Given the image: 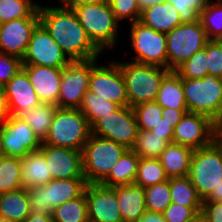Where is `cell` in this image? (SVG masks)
Instances as JSON below:
<instances>
[{"label": "cell", "instance_id": "obj_1", "mask_svg": "<svg viewBox=\"0 0 222 222\" xmlns=\"http://www.w3.org/2000/svg\"><path fill=\"white\" fill-rule=\"evenodd\" d=\"M39 19L70 62L98 58L101 55L102 52L89 39L72 8L64 5H40Z\"/></svg>", "mask_w": 222, "mask_h": 222}, {"label": "cell", "instance_id": "obj_2", "mask_svg": "<svg viewBox=\"0 0 222 222\" xmlns=\"http://www.w3.org/2000/svg\"><path fill=\"white\" fill-rule=\"evenodd\" d=\"M72 8L92 43L103 53L115 47L119 22L116 20L108 1L66 6Z\"/></svg>", "mask_w": 222, "mask_h": 222}, {"label": "cell", "instance_id": "obj_3", "mask_svg": "<svg viewBox=\"0 0 222 222\" xmlns=\"http://www.w3.org/2000/svg\"><path fill=\"white\" fill-rule=\"evenodd\" d=\"M121 68L129 106L156 101L162 80L169 69L133 61H117Z\"/></svg>", "mask_w": 222, "mask_h": 222}, {"label": "cell", "instance_id": "obj_4", "mask_svg": "<svg viewBox=\"0 0 222 222\" xmlns=\"http://www.w3.org/2000/svg\"><path fill=\"white\" fill-rule=\"evenodd\" d=\"M90 135L91 126L79 109L57 107L42 143L82 151Z\"/></svg>", "mask_w": 222, "mask_h": 222}, {"label": "cell", "instance_id": "obj_5", "mask_svg": "<svg viewBox=\"0 0 222 222\" xmlns=\"http://www.w3.org/2000/svg\"><path fill=\"white\" fill-rule=\"evenodd\" d=\"M85 178L52 179L44 185L27 188L31 214L52 216L55 207L81 196L86 188Z\"/></svg>", "mask_w": 222, "mask_h": 222}, {"label": "cell", "instance_id": "obj_6", "mask_svg": "<svg viewBox=\"0 0 222 222\" xmlns=\"http://www.w3.org/2000/svg\"><path fill=\"white\" fill-rule=\"evenodd\" d=\"M188 177L202 200L222 185V144L217 139L207 147L194 149Z\"/></svg>", "mask_w": 222, "mask_h": 222}, {"label": "cell", "instance_id": "obj_7", "mask_svg": "<svg viewBox=\"0 0 222 222\" xmlns=\"http://www.w3.org/2000/svg\"><path fill=\"white\" fill-rule=\"evenodd\" d=\"M127 148L94 134L82 149L83 175L87 183H101Z\"/></svg>", "mask_w": 222, "mask_h": 222}, {"label": "cell", "instance_id": "obj_8", "mask_svg": "<svg viewBox=\"0 0 222 222\" xmlns=\"http://www.w3.org/2000/svg\"><path fill=\"white\" fill-rule=\"evenodd\" d=\"M187 109L208 116L215 123L222 118V80L205 75L200 79H182Z\"/></svg>", "mask_w": 222, "mask_h": 222}, {"label": "cell", "instance_id": "obj_9", "mask_svg": "<svg viewBox=\"0 0 222 222\" xmlns=\"http://www.w3.org/2000/svg\"><path fill=\"white\" fill-rule=\"evenodd\" d=\"M167 69L175 71L209 41L201 21L182 23L166 33Z\"/></svg>", "mask_w": 222, "mask_h": 222}, {"label": "cell", "instance_id": "obj_10", "mask_svg": "<svg viewBox=\"0 0 222 222\" xmlns=\"http://www.w3.org/2000/svg\"><path fill=\"white\" fill-rule=\"evenodd\" d=\"M130 25L131 46L136 54L132 61L167 69L166 33L155 31L140 21Z\"/></svg>", "mask_w": 222, "mask_h": 222}, {"label": "cell", "instance_id": "obj_11", "mask_svg": "<svg viewBox=\"0 0 222 222\" xmlns=\"http://www.w3.org/2000/svg\"><path fill=\"white\" fill-rule=\"evenodd\" d=\"M138 131L136 116L130 106H119L91 126V134L110 139L127 149L133 147Z\"/></svg>", "mask_w": 222, "mask_h": 222}, {"label": "cell", "instance_id": "obj_12", "mask_svg": "<svg viewBox=\"0 0 222 222\" xmlns=\"http://www.w3.org/2000/svg\"><path fill=\"white\" fill-rule=\"evenodd\" d=\"M98 58L72 61L62 70L58 108L78 109L88 91L92 68Z\"/></svg>", "mask_w": 222, "mask_h": 222}, {"label": "cell", "instance_id": "obj_13", "mask_svg": "<svg viewBox=\"0 0 222 222\" xmlns=\"http://www.w3.org/2000/svg\"><path fill=\"white\" fill-rule=\"evenodd\" d=\"M0 144L3 156L22 159L38 151L42 141L24 120L11 115L0 127Z\"/></svg>", "mask_w": 222, "mask_h": 222}, {"label": "cell", "instance_id": "obj_14", "mask_svg": "<svg viewBox=\"0 0 222 222\" xmlns=\"http://www.w3.org/2000/svg\"><path fill=\"white\" fill-rule=\"evenodd\" d=\"M217 139L216 123L206 115L187 112L174 128L172 143L204 148Z\"/></svg>", "mask_w": 222, "mask_h": 222}, {"label": "cell", "instance_id": "obj_15", "mask_svg": "<svg viewBox=\"0 0 222 222\" xmlns=\"http://www.w3.org/2000/svg\"><path fill=\"white\" fill-rule=\"evenodd\" d=\"M110 64H96L91 70L88 91L119 106H129L126 84L121 68L116 61Z\"/></svg>", "mask_w": 222, "mask_h": 222}, {"label": "cell", "instance_id": "obj_16", "mask_svg": "<svg viewBox=\"0 0 222 222\" xmlns=\"http://www.w3.org/2000/svg\"><path fill=\"white\" fill-rule=\"evenodd\" d=\"M70 63L61 47L53 40L45 28L39 24L33 31L22 65H40L64 68Z\"/></svg>", "mask_w": 222, "mask_h": 222}, {"label": "cell", "instance_id": "obj_17", "mask_svg": "<svg viewBox=\"0 0 222 222\" xmlns=\"http://www.w3.org/2000/svg\"><path fill=\"white\" fill-rule=\"evenodd\" d=\"M89 222H123L116 187L87 183L85 188Z\"/></svg>", "mask_w": 222, "mask_h": 222}, {"label": "cell", "instance_id": "obj_18", "mask_svg": "<svg viewBox=\"0 0 222 222\" xmlns=\"http://www.w3.org/2000/svg\"><path fill=\"white\" fill-rule=\"evenodd\" d=\"M39 151L44 156L52 179L85 178L81 151L44 143Z\"/></svg>", "mask_w": 222, "mask_h": 222}, {"label": "cell", "instance_id": "obj_19", "mask_svg": "<svg viewBox=\"0 0 222 222\" xmlns=\"http://www.w3.org/2000/svg\"><path fill=\"white\" fill-rule=\"evenodd\" d=\"M39 24V18L14 19L0 24V53L11 54L22 59L33 31Z\"/></svg>", "mask_w": 222, "mask_h": 222}, {"label": "cell", "instance_id": "obj_20", "mask_svg": "<svg viewBox=\"0 0 222 222\" xmlns=\"http://www.w3.org/2000/svg\"><path fill=\"white\" fill-rule=\"evenodd\" d=\"M22 69L27 73L41 103H50L57 106L63 68L22 65Z\"/></svg>", "mask_w": 222, "mask_h": 222}, {"label": "cell", "instance_id": "obj_21", "mask_svg": "<svg viewBox=\"0 0 222 222\" xmlns=\"http://www.w3.org/2000/svg\"><path fill=\"white\" fill-rule=\"evenodd\" d=\"M8 107L11 115L21 109L34 108L41 104L27 73L21 69L5 86Z\"/></svg>", "mask_w": 222, "mask_h": 222}, {"label": "cell", "instance_id": "obj_22", "mask_svg": "<svg viewBox=\"0 0 222 222\" xmlns=\"http://www.w3.org/2000/svg\"><path fill=\"white\" fill-rule=\"evenodd\" d=\"M116 195L123 222H137L147 211L143 187L134 183L116 186Z\"/></svg>", "mask_w": 222, "mask_h": 222}, {"label": "cell", "instance_id": "obj_23", "mask_svg": "<svg viewBox=\"0 0 222 222\" xmlns=\"http://www.w3.org/2000/svg\"><path fill=\"white\" fill-rule=\"evenodd\" d=\"M139 21L162 33L171 32L176 26L182 24L179 12L165 0L141 11Z\"/></svg>", "mask_w": 222, "mask_h": 222}, {"label": "cell", "instance_id": "obj_24", "mask_svg": "<svg viewBox=\"0 0 222 222\" xmlns=\"http://www.w3.org/2000/svg\"><path fill=\"white\" fill-rule=\"evenodd\" d=\"M193 151L194 149L184 145H167L159 160L168 178L188 176Z\"/></svg>", "mask_w": 222, "mask_h": 222}, {"label": "cell", "instance_id": "obj_25", "mask_svg": "<svg viewBox=\"0 0 222 222\" xmlns=\"http://www.w3.org/2000/svg\"><path fill=\"white\" fill-rule=\"evenodd\" d=\"M21 172L22 186L25 189L44 185L52 180L48 165L39 150L28 153L21 159Z\"/></svg>", "mask_w": 222, "mask_h": 222}, {"label": "cell", "instance_id": "obj_26", "mask_svg": "<svg viewBox=\"0 0 222 222\" xmlns=\"http://www.w3.org/2000/svg\"><path fill=\"white\" fill-rule=\"evenodd\" d=\"M57 106L50 103H41L34 108L19 110L14 117L24 120L35 135L43 142L49 132Z\"/></svg>", "mask_w": 222, "mask_h": 222}, {"label": "cell", "instance_id": "obj_27", "mask_svg": "<svg viewBox=\"0 0 222 222\" xmlns=\"http://www.w3.org/2000/svg\"><path fill=\"white\" fill-rule=\"evenodd\" d=\"M139 160L140 157L132 149H127L100 184L106 187L133 184L137 175Z\"/></svg>", "mask_w": 222, "mask_h": 222}, {"label": "cell", "instance_id": "obj_28", "mask_svg": "<svg viewBox=\"0 0 222 222\" xmlns=\"http://www.w3.org/2000/svg\"><path fill=\"white\" fill-rule=\"evenodd\" d=\"M156 102L162 108L188 110L182 78L175 71H170L162 80Z\"/></svg>", "mask_w": 222, "mask_h": 222}, {"label": "cell", "instance_id": "obj_29", "mask_svg": "<svg viewBox=\"0 0 222 222\" xmlns=\"http://www.w3.org/2000/svg\"><path fill=\"white\" fill-rule=\"evenodd\" d=\"M30 215L27 189L21 188L0 194V217L23 222Z\"/></svg>", "mask_w": 222, "mask_h": 222}, {"label": "cell", "instance_id": "obj_30", "mask_svg": "<svg viewBox=\"0 0 222 222\" xmlns=\"http://www.w3.org/2000/svg\"><path fill=\"white\" fill-rule=\"evenodd\" d=\"M171 202L185 207H202V199L188 176L169 178Z\"/></svg>", "mask_w": 222, "mask_h": 222}, {"label": "cell", "instance_id": "obj_31", "mask_svg": "<svg viewBox=\"0 0 222 222\" xmlns=\"http://www.w3.org/2000/svg\"><path fill=\"white\" fill-rule=\"evenodd\" d=\"M39 3L33 0H0V24L22 18H39Z\"/></svg>", "mask_w": 222, "mask_h": 222}, {"label": "cell", "instance_id": "obj_32", "mask_svg": "<svg viewBox=\"0 0 222 222\" xmlns=\"http://www.w3.org/2000/svg\"><path fill=\"white\" fill-rule=\"evenodd\" d=\"M52 219L53 222H89L85 191L81 196L55 207Z\"/></svg>", "mask_w": 222, "mask_h": 222}, {"label": "cell", "instance_id": "obj_33", "mask_svg": "<svg viewBox=\"0 0 222 222\" xmlns=\"http://www.w3.org/2000/svg\"><path fill=\"white\" fill-rule=\"evenodd\" d=\"M169 143L152 131L139 130L131 148L140 158H159Z\"/></svg>", "mask_w": 222, "mask_h": 222}, {"label": "cell", "instance_id": "obj_34", "mask_svg": "<svg viewBox=\"0 0 222 222\" xmlns=\"http://www.w3.org/2000/svg\"><path fill=\"white\" fill-rule=\"evenodd\" d=\"M168 179L159 158H140L134 184L146 188Z\"/></svg>", "mask_w": 222, "mask_h": 222}, {"label": "cell", "instance_id": "obj_35", "mask_svg": "<svg viewBox=\"0 0 222 222\" xmlns=\"http://www.w3.org/2000/svg\"><path fill=\"white\" fill-rule=\"evenodd\" d=\"M118 107V104L87 91L78 109L85 115L90 126H92L99 118L115 111Z\"/></svg>", "mask_w": 222, "mask_h": 222}, {"label": "cell", "instance_id": "obj_36", "mask_svg": "<svg viewBox=\"0 0 222 222\" xmlns=\"http://www.w3.org/2000/svg\"><path fill=\"white\" fill-rule=\"evenodd\" d=\"M21 159L0 156V194L23 188Z\"/></svg>", "mask_w": 222, "mask_h": 222}, {"label": "cell", "instance_id": "obj_37", "mask_svg": "<svg viewBox=\"0 0 222 222\" xmlns=\"http://www.w3.org/2000/svg\"><path fill=\"white\" fill-rule=\"evenodd\" d=\"M200 21L209 40H222V0H210L200 13Z\"/></svg>", "mask_w": 222, "mask_h": 222}, {"label": "cell", "instance_id": "obj_38", "mask_svg": "<svg viewBox=\"0 0 222 222\" xmlns=\"http://www.w3.org/2000/svg\"><path fill=\"white\" fill-rule=\"evenodd\" d=\"M144 190L147 211L162 213L171 204L169 179Z\"/></svg>", "mask_w": 222, "mask_h": 222}, {"label": "cell", "instance_id": "obj_39", "mask_svg": "<svg viewBox=\"0 0 222 222\" xmlns=\"http://www.w3.org/2000/svg\"><path fill=\"white\" fill-rule=\"evenodd\" d=\"M175 72L182 79H200L207 75L206 45L202 50L195 53L186 62L180 65Z\"/></svg>", "mask_w": 222, "mask_h": 222}, {"label": "cell", "instance_id": "obj_40", "mask_svg": "<svg viewBox=\"0 0 222 222\" xmlns=\"http://www.w3.org/2000/svg\"><path fill=\"white\" fill-rule=\"evenodd\" d=\"M138 129L150 131L162 118V107L156 102H144L132 107Z\"/></svg>", "mask_w": 222, "mask_h": 222}, {"label": "cell", "instance_id": "obj_41", "mask_svg": "<svg viewBox=\"0 0 222 222\" xmlns=\"http://www.w3.org/2000/svg\"><path fill=\"white\" fill-rule=\"evenodd\" d=\"M179 12L182 23L200 20V13L207 7L210 0H165Z\"/></svg>", "mask_w": 222, "mask_h": 222}, {"label": "cell", "instance_id": "obj_42", "mask_svg": "<svg viewBox=\"0 0 222 222\" xmlns=\"http://www.w3.org/2000/svg\"><path fill=\"white\" fill-rule=\"evenodd\" d=\"M116 20L120 23L124 19L130 24L140 20L141 11L137 0H107Z\"/></svg>", "mask_w": 222, "mask_h": 222}, {"label": "cell", "instance_id": "obj_43", "mask_svg": "<svg viewBox=\"0 0 222 222\" xmlns=\"http://www.w3.org/2000/svg\"><path fill=\"white\" fill-rule=\"evenodd\" d=\"M208 74L213 77L222 76V40H209L206 43Z\"/></svg>", "mask_w": 222, "mask_h": 222}, {"label": "cell", "instance_id": "obj_44", "mask_svg": "<svg viewBox=\"0 0 222 222\" xmlns=\"http://www.w3.org/2000/svg\"><path fill=\"white\" fill-rule=\"evenodd\" d=\"M22 69L20 57L0 53V85L5 86Z\"/></svg>", "mask_w": 222, "mask_h": 222}, {"label": "cell", "instance_id": "obj_45", "mask_svg": "<svg viewBox=\"0 0 222 222\" xmlns=\"http://www.w3.org/2000/svg\"><path fill=\"white\" fill-rule=\"evenodd\" d=\"M202 207H185L172 203L162 212L166 222H185L201 212Z\"/></svg>", "mask_w": 222, "mask_h": 222}, {"label": "cell", "instance_id": "obj_46", "mask_svg": "<svg viewBox=\"0 0 222 222\" xmlns=\"http://www.w3.org/2000/svg\"><path fill=\"white\" fill-rule=\"evenodd\" d=\"M201 212L206 222H222V202L202 201Z\"/></svg>", "mask_w": 222, "mask_h": 222}, {"label": "cell", "instance_id": "obj_47", "mask_svg": "<svg viewBox=\"0 0 222 222\" xmlns=\"http://www.w3.org/2000/svg\"><path fill=\"white\" fill-rule=\"evenodd\" d=\"M158 136H163L168 143H172L174 135L173 123L168 122L163 117L159 119L158 123L150 130Z\"/></svg>", "mask_w": 222, "mask_h": 222}, {"label": "cell", "instance_id": "obj_48", "mask_svg": "<svg viewBox=\"0 0 222 222\" xmlns=\"http://www.w3.org/2000/svg\"><path fill=\"white\" fill-rule=\"evenodd\" d=\"M189 112L188 110H177L172 108H162V117L168 122L173 123V128L181 121L182 117Z\"/></svg>", "mask_w": 222, "mask_h": 222}, {"label": "cell", "instance_id": "obj_49", "mask_svg": "<svg viewBox=\"0 0 222 222\" xmlns=\"http://www.w3.org/2000/svg\"><path fill=\"white\" fill-rule=\"evenodd\" d=\"M10 116L5 89L0 85V127Z\"/></svg>", "mask_w": 222, "mask_h": 222}, {"label": "cell", "instance_id": "obj_50", "mask_svg": "<svg viewBox=\"0 0 222 222\" xmlns=\"http://www.w3.org/2000/svg\"><path fill=\"white\" fill-rule=\"evenodd\" d=\"M137 222H166L162 213L146 211Z\"/></svg>", "mask_w": 222, "mask_h": 222}, {"label": "cell", "instance_id": "obj_51", "mask_svg": "<svg viewBox=\"0 0 222 222\" xmlns=\"http://www.w3.org/2000/svg\"><path fill=\"white\" fill-rule=\"evenodd\" d=\"M103 1L107 0H60L62 5L64 6H80V5L93 4Z\"/></svg>", "mask_w": 222, "mask_h": 222}, {"label": "cell", "instance_id": "obj_52", "mask_svg": "<svg viewBox=\"0 0 222 222\" xmlns=\"http://www.w3.org/2000/svg\"><path fill=\"white\" fill-rule=\"evenodd\" d=\"M23 222H53L52 216H42L39 214H31L25 218Z\"/></svg>", "mask_w": 222, "mask_h": 222}, {"label": "cell", "instance_id": "obj_53", "mask_svg": "<svg viewBox=\"0 0 222 222\" xmlns=\"http://www.w3.org/2000/svg\"><path fill=\"white\" fill-rule=\"evenodd\" d=\"M203 201L222 202V185L217 189H213L211 194Z\"/></svg>", "mask_w": 222, "mask_h": 222}, {"label": "cell", "instance_id": "obj_54", "mask_svg": "<svg viewBox=\"0 0 222 222\" xmlns=\"http://www.w3.org/2000/svg\"><path fill=\"white\" fill-rule=\"evenodd\" d=\"M140 11H143L145 8L156 5L162 0H137Z\"/></svg>", "mask_w": 222, "mask_h": 222}, {"label": "cell", "instance_id": "obj_55", "mask_svg": "<svg viewBox=\"0 0 222 222\" xmlns=\"http://www.w3.org/2000/svg\"><path fill=\"white\" fill-rule=\"evenodd\" d=\"M217 140L222 144V118L216 123Z\"/></svg>", "mask_w": 222, "mask_h": 222}, {"label": "cell", "instance_id": "obj_56", "mask_svg": "<svg viewBox=\"0 0 222 222\" xmlns=\"http://www.w3.org/2000/svg\"><path fill=\"white\" fill-rule=\"evenodd\" d=\"M185 222H206L202 212H198L195 216Z\"/></svg>", "mask_w": 222, "mask_h": 222}, {"label": "cell", "instance_id": "obj_57", "mask_svg": "<svg viewBox=\"0 0 222 222\" xmlns=\"http://www.w3.org/2000/svg\"><path fill=\"white\" fill-rule=\"evenodd\" d=\"M0 222H17V221L10 220V219L4 218V217H0Z\"/></svg>", "mask_w": 222, "mask_h": 222}, {"label": "cell", "instance_id": "obj_58", "mask_svg": "<svg viewBox=\"0 0 222 222\" xmlns=\"http://www.w3.org/2000/svg\"><path fill=\"white\" fill-rule=\"evenodd\" d=\"M0 156H2L1 144H0Z\"/></svg>", "mask_w": 222, "mask_h": 222}]
</instances>
